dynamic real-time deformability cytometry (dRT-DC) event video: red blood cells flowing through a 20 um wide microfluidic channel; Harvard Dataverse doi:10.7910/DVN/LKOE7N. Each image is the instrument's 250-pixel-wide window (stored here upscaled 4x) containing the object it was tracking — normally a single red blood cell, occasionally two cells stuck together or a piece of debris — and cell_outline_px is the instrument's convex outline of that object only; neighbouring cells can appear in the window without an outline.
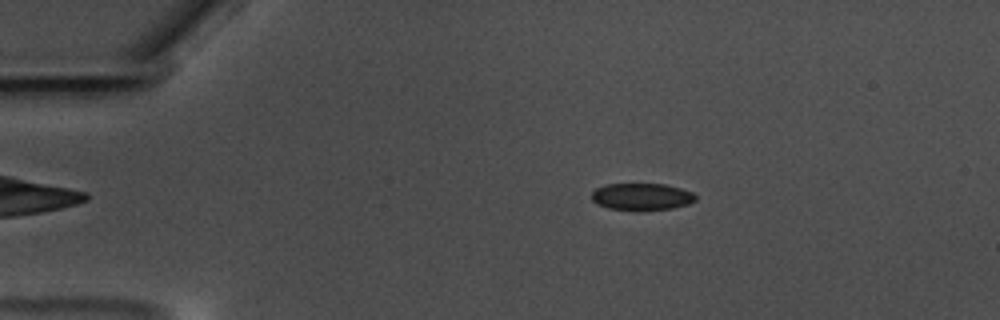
{"species": "common noctule bat (a hibernating species)", "species_latin": "Nyctalus noctula", "temperature_condition": "warm", "stored_images_in_passage": 58, "camera_frame_rate_fps": 3000, "um_per_image_px": 0.085, "animal": {"sex": "male", "body_mass_g": 17.5, "forearm_length_mm": 52.3}, "frame": {"image": 1, "passage_image": 11, "time_ms": 3.333, "image_size_px": [1000, 320], "cell_outline_px": [[696, 200], [688, 204], [672, 208], [636, 212], [608, 208], [596, 204], [592, 200], [592, 192], [596, 188], [604, 184], [664, 184], [680, 188], [692, 192], [696, 196]], "centroid_in_image_um": [54.52, 16.74], "position_along_channel_um": 30.5, "area_um2": 16.7}}
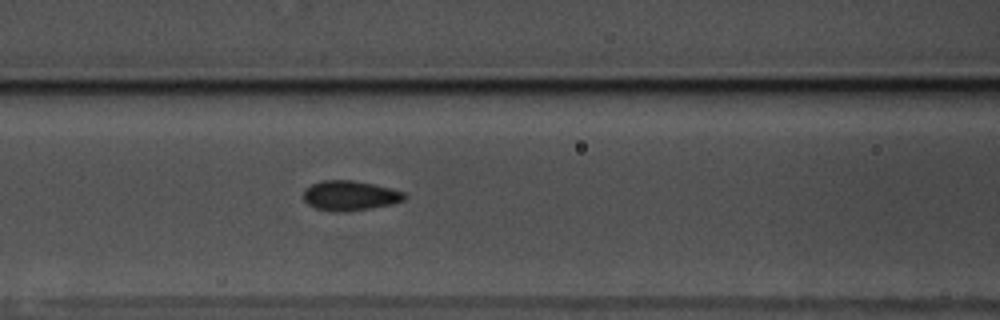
{"frame": {"image": 2, "passage_image": 25, "time_ms": 8.0, "image_size_px": [1000, 320], "cell_outline_px": [[408, 196], [404, 200], [392, 204], [372, 208], [344, 212], [332, 212], [316, 208], [308, 204], [304, 200], [304, 188], [320, 180], [352, 180], [372, 184], [404, 192]], "centroid_in_image_um": [29.73, 16.63], "position_along_channel_um": 136.9, "area_um2": 17.63}}
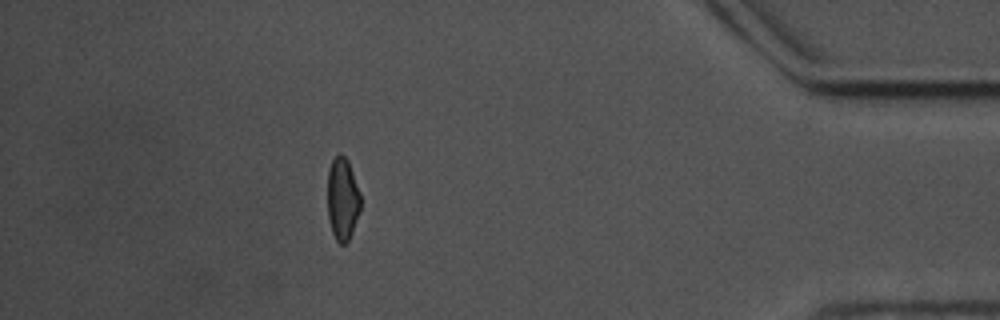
{"frame": {"image": 3, "passage_image": 52, "time_ms": 17.0, "image_size_px": [1000, 320], "cell_outline_px": [[360, 212], [352, 232], [348, 240], [344, 244], [340, 244], [336, 240], [332, 232], [328, 220], [328, 168], [332, 160], [340, 152], [348, 160], [360, 196]], "centroid_in_image_um": [29.1, 16.92], "position_along_channel_um": 406.1, "area_um2": 15.84}, "authors_computed_cell_mechanics": {"area_um2": 16.8776, "velocity_mm_per_s": 3.505, "shape_relaxation_time_tau1_ms": 4.5191, "shape_relaxation_time_tau2_ms": 1.8341, "deformation_change_tau1": 0.0951, "deformation_change_tau2": 0.0535}}